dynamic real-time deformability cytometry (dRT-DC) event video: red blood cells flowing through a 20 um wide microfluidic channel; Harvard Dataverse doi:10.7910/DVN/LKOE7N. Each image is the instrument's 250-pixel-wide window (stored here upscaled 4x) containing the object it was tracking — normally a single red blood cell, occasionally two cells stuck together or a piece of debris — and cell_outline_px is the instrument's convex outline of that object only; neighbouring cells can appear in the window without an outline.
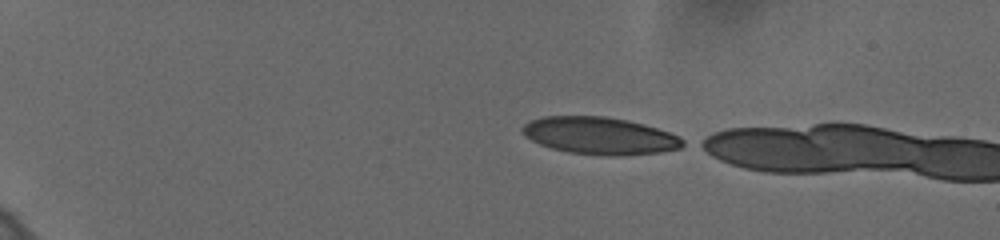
{"species": "human", "species_latin": "Homo sapiens", "temperature_condition": "cold", "stored_images_in_passage": 44, "camera_frame_rate_fps": 3000, "um_per_image_px": 0.085, "donor": {"sex": "female"}, "frame": {"image": 1, "passage_image": 1, "time_ms": 0.0, "image_size_px": [1000, 240], "cell_outline_px": [[688, 144], [680, 148], [660, 152], [608, 156], [604, 156], [568, 152], [552, 148], [540, 144], [524, 136], [520, 128], [528, 120], [544, 116], [604, 116], [628, 120], [644, 124], [680, 136], [688, 140]], "centroid_in_image_um": [50.99, 11.53], "position_along_channel_um": 34.0, "area_um2": 35.08}}
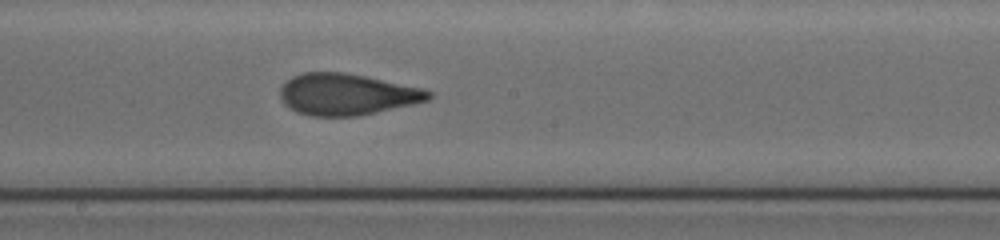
{"frame": {"image": 2, "passage_image": 24, "time_ms": 7.667, "image_size_px": [1000, 240], "cell_outline_px": [[432, 96], [428, 100], [412, 104], [356, 116], [308, 116], [296, 112], [288, 108], [280, 100], [280, 88], [292, 76], [300, 72], [344, 72], [364, 76], [420, 88], [432, 92]], "centroid_in_image_um": [29.4, 8.02], "position_along_channel_um": 218.8, "area_um2": 35.66}}
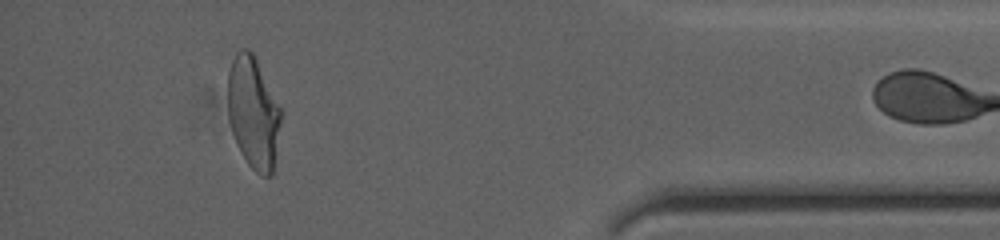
{"frame": {"image": 3, "passage_image": 43, "time_ms": 14.0, "image_size_px": [1000, 240], "cell_outline_px": [[280, 120], [272, 176], [260, 176], [248, 164], [240, 152], [236, 144], [232, 132], [228, 116], [228, 72], [232, 60], [236, 52], [240, 48], [248, 48], [252, 52], [280, 108]], "centroid_in_image_um": [21.49, 9.58], "position_along_channel_um": 413.7, "area_um2": 34.16}}